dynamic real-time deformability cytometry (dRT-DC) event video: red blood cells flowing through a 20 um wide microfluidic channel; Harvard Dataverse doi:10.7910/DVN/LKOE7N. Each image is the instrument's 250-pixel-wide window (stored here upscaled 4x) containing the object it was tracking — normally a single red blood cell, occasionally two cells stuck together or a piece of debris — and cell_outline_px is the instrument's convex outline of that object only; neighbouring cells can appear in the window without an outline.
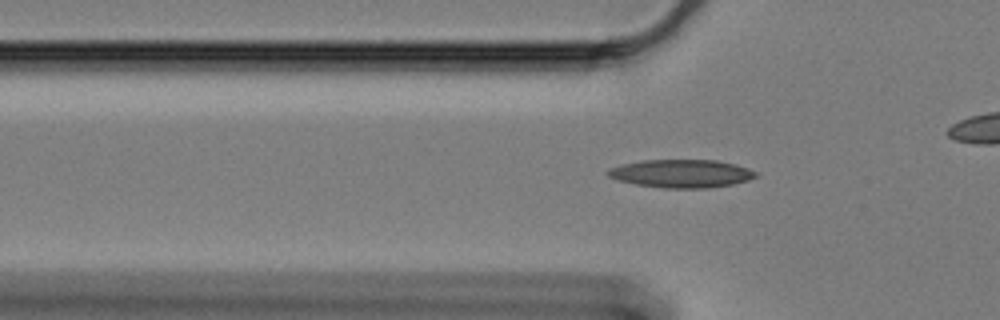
{"species": "Egyptian fruit bat (a non-hibernating species)", "species_latin": "Rousettus aegyptiacus", "temperature_condition": "cold", "stored_images_in_passage": 35, "camera_frame_rate_fps": 3000, "um_per_image_px": 0.085, "animal": {"sex": "female"}, "frame": {"image": 1, "passage_image": 5, "time_ms": 1.333, "image_size_px": [1000, 320], "cell_outline_px": [[756, 176], [748, 180], [732, 184], [708, 188], [664, 188], [636, 184], [620, 180], [608, 176], [608, 172], [612, 168], [624, 164], [644, 160], [716, 160], [736, 164], [748, 168], [756, 172]], "centroid_in_image_um": [57.97, 14.75], "position_along_channel_um": 67.8, "area_um2": 23.87}}
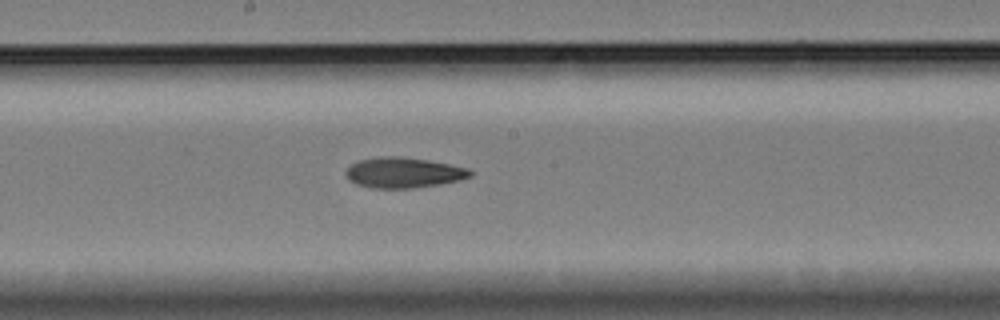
{"frame": {"image": 2, "passage_image": 18, "time_ms": 5.667, "image_size_px": [1000, 320], "cell_outline_px": [[472, 176], [460, 180], [440, 184], [412, 188], [372, 188], [356, 184], [348, 180], [344, 176], [344, 172], [352, 164], [360, 160], [380, 156], [396, 156], [428, 160], [468, 168], [472, 172]], "centroid_in_image_um": [34.27, 14.68], "position_along_channel_um": 213.9, "area_um2": 22.08}}
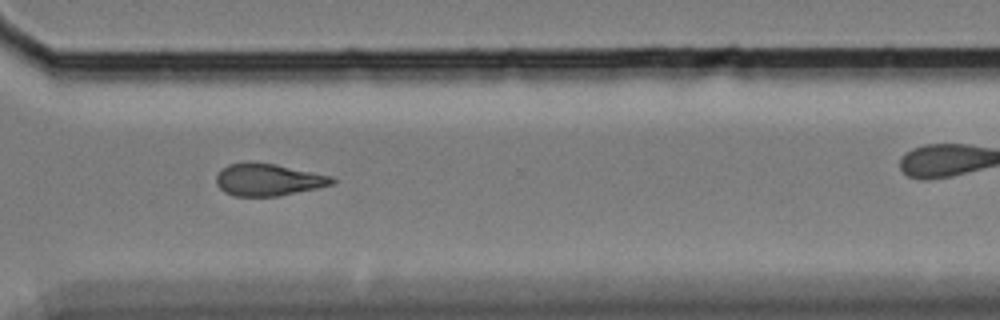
{"frame": {"image": 3, "passage_image": 30, "time_ms": 9.667, "image_size_px": [1000, 320], "cell_outline_px": [[336, 180], [332, 184], [316, 188], [276, 196], [232, 196], [224, 192], [216, 184], [216, 176], [220, 168], [228, 164], [276, 164], [332, 176]], "centroid_in_image_um": [22.77, 15.29], "position_along_channel_um": 347.8, "area_um2": 21.27}}